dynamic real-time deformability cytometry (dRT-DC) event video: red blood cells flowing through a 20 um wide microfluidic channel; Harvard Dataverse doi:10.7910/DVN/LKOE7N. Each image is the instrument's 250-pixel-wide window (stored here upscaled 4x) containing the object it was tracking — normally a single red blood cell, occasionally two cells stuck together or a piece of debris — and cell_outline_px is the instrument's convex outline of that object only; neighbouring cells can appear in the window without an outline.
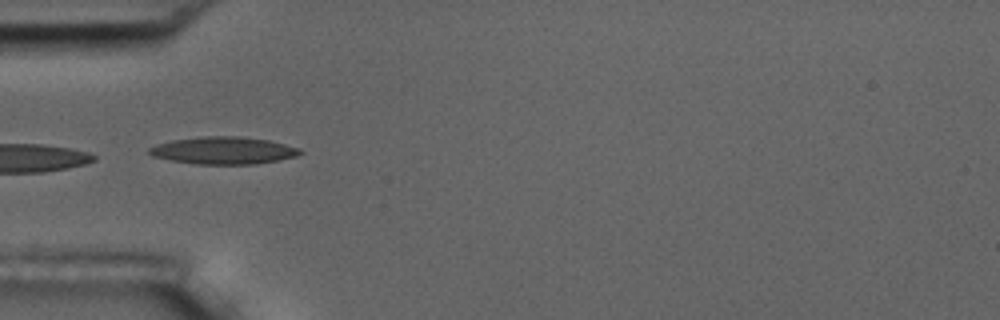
{"species": "common noctule bat (a hibernating species)", "species_latin": "Nyctalus noctula", "temperature_condition": "room temperature", "stored_images_in_passage": 8, "camera_frame_rate_fps": 3000, "um_per_image_px": 0.085, "animal": {"sex": "male", "body_mass_g": 17.5, "forearm_length_mm": 52.3}, "frame": {"image": 1, "passage_image": 6, "time_ms": 5.667, "image_size_px": [1000, 320], "cell_outline_px": [[304, 152], [296, 156], [256, 164], [196, 164], [172, 160], [152, 156], [148, 152], [148, 148], [156, 144], [172, 140], [204, 136], [236, 136], [268, 140], [300, 148]], "centroid_in_image_um": [18.98, 12.79], "position_along_channel_um": 66.0, "area_um2": 23.87}}